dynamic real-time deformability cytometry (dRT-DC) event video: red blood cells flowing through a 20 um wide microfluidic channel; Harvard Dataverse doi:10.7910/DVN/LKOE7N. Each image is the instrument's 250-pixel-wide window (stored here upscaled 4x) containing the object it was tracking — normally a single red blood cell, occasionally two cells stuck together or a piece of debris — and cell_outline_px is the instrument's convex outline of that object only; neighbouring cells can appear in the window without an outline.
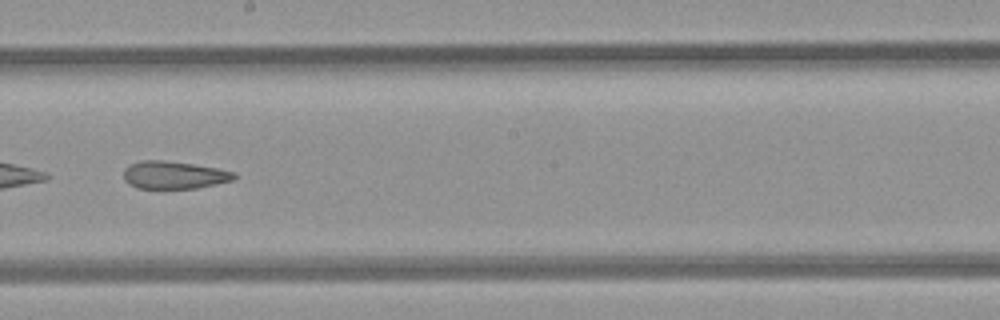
{"species": "common noctule bat (a hibernating species)", "species_latin": "Nyctalus noctula", "temperature_condition": "room temperature", "stored_images_in_passage": 48, "camera_frame_rate_fps": 3000, "um_per_image_px": 0.085, "animal": {"sex": "female", "body_mass_g": 21.9}, "frame": {"image": 1, "passage_image": 28, "time_ms": 9.0, "image_size_px": [1000, 320], "cell_outline_px": [[236, 176], [232, 180], [216, 184], [196, 188], [136, 188], [128, 184], [124, 180], [124, 168], [128, 164], [144, 160], [164, 160], [192, 164], [216, 168], [236, 172]], "centroid_in_image_um": [14.75, 14.87], "position_along_channel_um": 233.4, "area_um2": 17.8}, "authors_computed_cell_mechanics": {"area_um2": 23.6691, "velocity_mm_per_s": 4.1229, "shape_relaxation_time_tau1_ms": null, "shape_relaxation_time_tau2_ms": 1.6289, "deformation_change_tau1": null, "deformation_change_tau2": 0.0953}}